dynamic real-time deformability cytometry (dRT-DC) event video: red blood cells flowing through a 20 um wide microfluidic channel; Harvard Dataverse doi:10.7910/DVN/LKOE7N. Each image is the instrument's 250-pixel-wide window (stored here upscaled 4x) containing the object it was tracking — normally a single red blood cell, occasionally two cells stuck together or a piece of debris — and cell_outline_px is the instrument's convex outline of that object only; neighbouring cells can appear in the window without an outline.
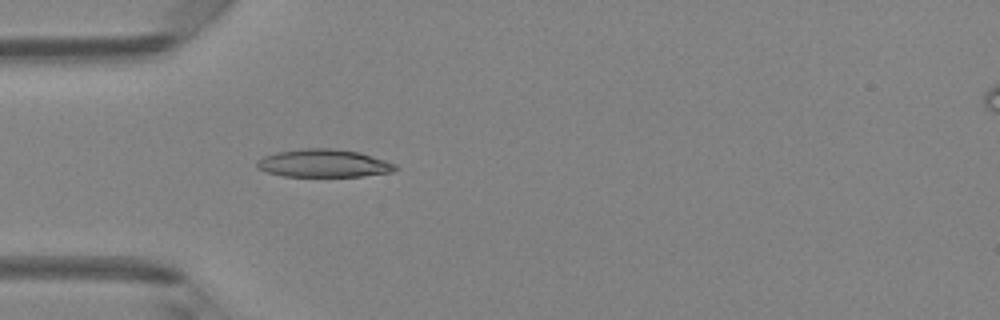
{"species": "Egyptian fruit bat (a non-hibernating species)", "species_latin": "Rousettus aegyptiacus", "temperature_condition": "room temperature", "stored_images_in_passage": 35, "camera_frame_rate_fps": 3000, "um_per_image_px": 0.085, "animal": {"sex": "female"}, "frame": {"image": 1, "passage_image": 1, "time_ms": 0.0, "image_size_px": [1000, 320], "cell_outline_px": [[400, 168], [392, 172], [364, 176], [284, 176], [268, 172], [256, 168], [256, 160], [264, 156], [276, 152], [300, 148], [332, 148], [360, 152], [396, 164]], "centroid_in_image_um": [27.51, 13.87], "position_along_channel_um": 57.5, "area_um2": 22.66}}
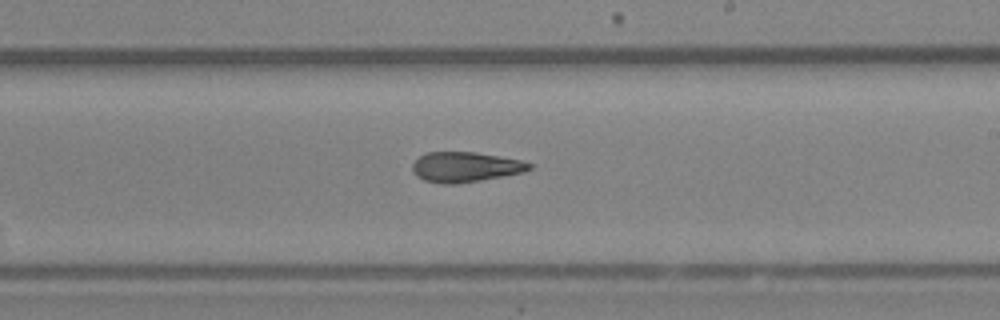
{"frame": {"image": 2, "passage_image": 15, "time_ms": 4.667, "image_size_px": [1000, 320], "cell_outline_px": [[532, 168], [524, 172], [480, 180], [456, 184], [440, 184], [424, 180], [416, 176], [412, 172], [412, 164], [424, 152], [476, 152], [520, 160], [532, 164]], "centroid_in_image_um": [39.51, 14.2], "position_along_channel_um": 249.5, "area_um2": 20.52}}
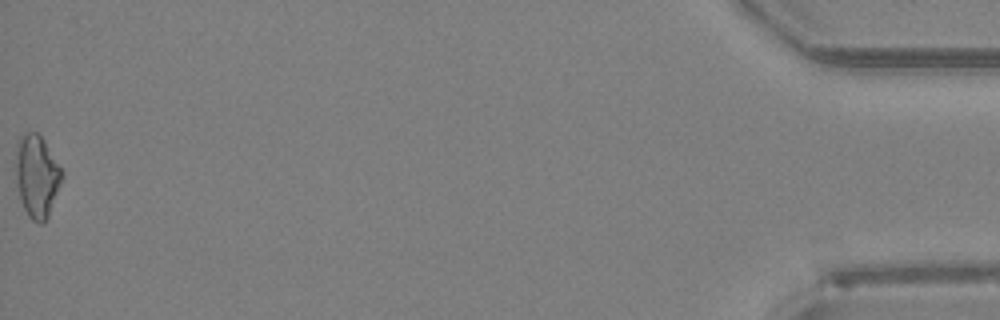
{"frame": {"image": 3, "passage_image": 35, "time_ms": 11.333, "image_size_px": [1000, 320], "cell_outline_px": [[64, 176], [48, 216], [40, 224], [36, 224], [28, 216], [20, 200], [16, 184], [16, 140], [24, 132], [36, 132], [44, 140], [64, 172]], "centroid_in_image_um": [3.12, 14.96], "position_along_channel_um": 432.1, "area_um2": 22.43}, "authors_computed_cell_mechanics": {"area_um2": 20.519, "velocity_mm_per_s": 4.2219, "shape_relaxation_time_tau1_ms": null, "shape_relaxation_time_tau2_ms": 5.8063, "deformation_change_tau1": null, "deformation_change_tau2": 0.1513}}